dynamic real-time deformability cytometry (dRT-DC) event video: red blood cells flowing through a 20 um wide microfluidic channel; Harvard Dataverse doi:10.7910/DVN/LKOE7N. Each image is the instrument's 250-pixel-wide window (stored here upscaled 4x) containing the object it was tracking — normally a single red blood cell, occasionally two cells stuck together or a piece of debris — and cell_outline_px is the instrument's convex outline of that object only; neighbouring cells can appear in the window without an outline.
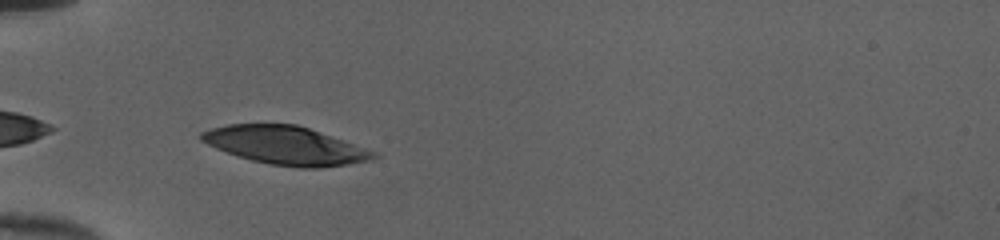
{"species": "human", "species_latin": "Homo sapiens", "temperature_condition": "cold", "stored_images_in_passage": 36, "camera_frame_rate_fps": 3000, "um_per_image_px": 0.085, "donor": {"sex": "female"}, "frame": {"image": 1, "passage_image": 2, "time_ms": 0.333, "image_size_px": [1000, 240], "cell_outline_px": [[380, 156], [372, 160], [348, 164], [316, 168], [300, 168], [268, 164], [252, 160], [216, 148], [200, 140], [200, 132], [212, 128], [228, 124], [296, 124], [308, 128], [376, 152]], "centroid_in_image_um": [24.27, 12.37], "position_along_channel_um": 60.7, "area_um2": 37.92}}
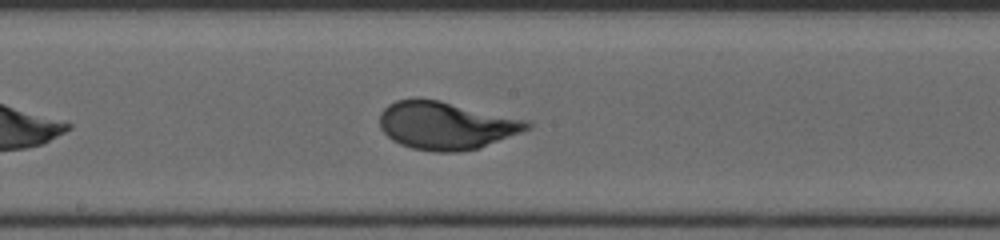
{"frame": {"image": 2, "passage_image": 14, "time_ms": 4.333, "image_size_px": [1000, 240], "cell_outline_px": [[532, 128], [480, 148], [456, 152], [436, 152], [412, 148], [400, 144], [392, 140], [380, 128], [380, 112], [388, 104], [396, 100], [416, 96], [440, 100], [532, 120]], "centroid_in_image_um": [37.94, 10.64], "position_along_channel_um": 210.3, "area_um2": 41.91}}
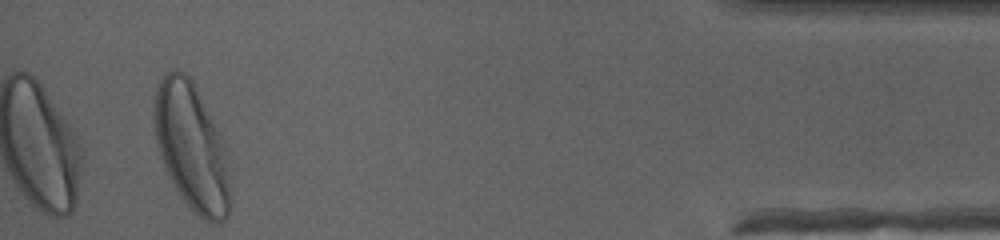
{"frame": {"image": 3, "passage_image": 34, "time_ms": 11.0, "image_size_px": [1000, 240], "cell_outline_px": [[232, 200], [228, 216], [220, 224], [212, 224], [204, 220], [184, 200], [176, 188], [164, 168], [156, 144], [152, 124], [152, 104], [156, 88], [160, 80], [172, 68], [176, 68], [188, 76], [192, 80], [220, 136], [224, 148]], "centroid_in_image_um": [16.24, 12.51], "position_along_channel_um": 419.0, "area_um2": 56.3}, "authors_computed_cell_mechanics": {"area_um2": 40.6334, "velocity_mm_per_s": 3.9898, "shape_relaxation_time_tau1_ms": 2.5036, "shape_relaxation_time_tau2_ms": null, "deformation_change_tau1": 0.1623, "deformation_change_tau2": null}}